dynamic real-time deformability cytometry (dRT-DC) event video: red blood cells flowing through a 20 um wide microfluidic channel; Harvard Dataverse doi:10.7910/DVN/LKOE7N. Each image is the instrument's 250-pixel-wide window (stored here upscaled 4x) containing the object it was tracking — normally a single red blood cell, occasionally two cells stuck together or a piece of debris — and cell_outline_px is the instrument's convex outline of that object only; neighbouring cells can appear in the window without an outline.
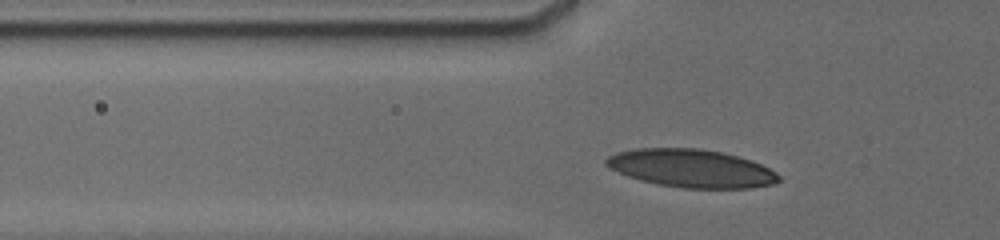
{"species": "human", "species_latin": "Homo sapiens", "temperature_condition": "cold", "stored_images_in_passage": 17, "camera_frame_rate_fps": 3000, "um_per_image_px": 0.085, "donor": {"sex": "male"}, "frame": {"image": 1, "passage_image": 11, "time_ms": 1.667, "image_size_px": [1000, 240], "cell_outline_px": [[780, 180], [772, 184], [752, 188], [684, 188], [660, 184], [628, 176], [604, 164], [604, 160], [608, 156], [616, 152], [636, 148], [700, 148], [724, 152], [752, 160], [776, 172], [780, 176]], "centroid_in_image_um": [58.79, 14.29], "position_along_channel_um": 67.0, "area_um2": 38.15}}
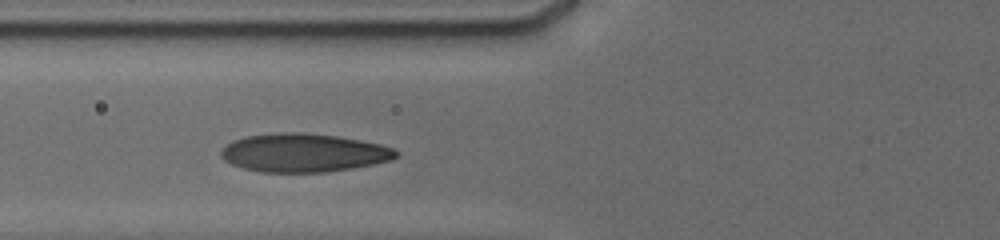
{"frame": {"image": 2, "passage_image": 16, "time_ms": 2.667, "image_size_px": [1000, 240], "cell_outline_px": [[400, 156], [392, 160], [352, 168], [328, 172], [260, 172], [244, 168], [232, 164], [224, 160], [220, 156], [220, 152], [232, 140], [248, 136], [280, 132], [300, 132], [336, 136], [360, 140], [380, 144], [392, 148], [400, 152]], "centroid_in_image_um": [25.83, 12.99], "position_along_channel_um": 100.0, "area_um2": 39.19}}